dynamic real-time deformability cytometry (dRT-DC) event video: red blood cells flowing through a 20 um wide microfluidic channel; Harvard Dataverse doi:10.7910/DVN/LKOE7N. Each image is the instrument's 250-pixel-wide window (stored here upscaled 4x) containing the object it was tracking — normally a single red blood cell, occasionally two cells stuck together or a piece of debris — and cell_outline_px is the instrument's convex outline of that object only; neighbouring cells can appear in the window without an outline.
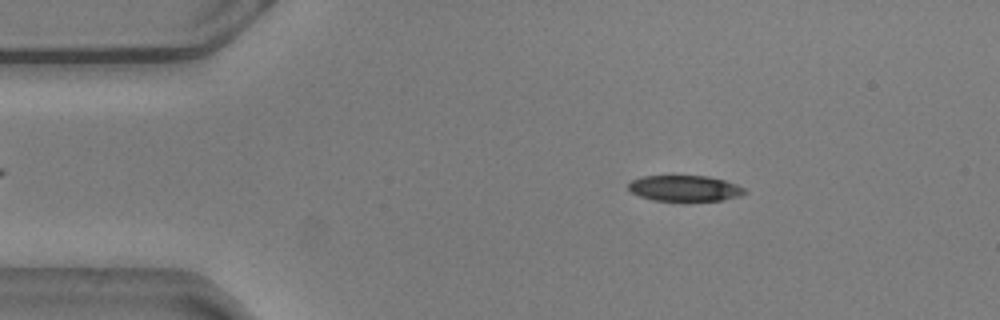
{"species": "common noctule bat (a hibernating species)", "species_latin": "Nyctalus noctula", "temperature_condition": "warm", "stored_images_in_passage": 54, "camera_frame_rate_fps": 3000, "um_per_image_px": 0.085, "animal": {"sex": "male", "body_mass_g": 20.5, "forearm_length_mm": 52.5}, "frame": {"image": 1, "passage_image": 8, "time_ms": 2.333, "image_size_px": [1000, 320], "cell_outline_px": [[748, 192], [740, 196], [724, 200], [656, 200], [640, 196], [632, 192], [628, 188], [628, 184], [632, 180], [640, 176], [708, 176], [724, 180], [736, 184], [744, 188]], "centroid_in_image_um": [58.22, 15.99], "position_along_channel_um": 26.8, "area_um2": 17.34}}
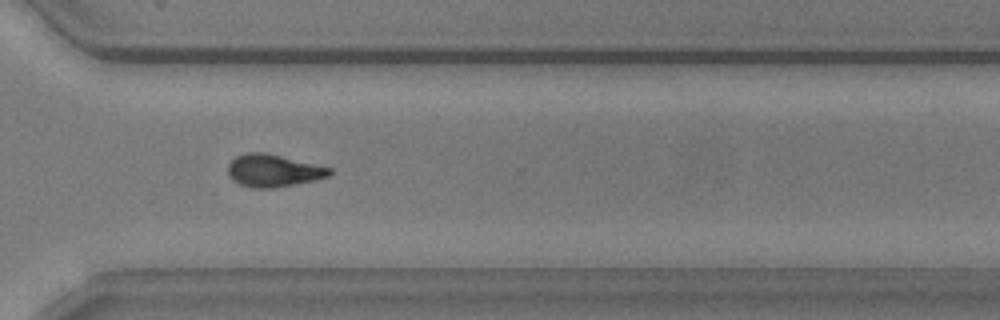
{"frame": {"image": 2, "passage_image": 39, "time_ms": 12.667, "image_size_px": [1000, 320], "cell_outline_px": [[332, 172], [328, 176], [316, 180], [272, 188], [252, 188], [240, 184], [232, 180], [228, 176], [228, 164], [236, 156], [248, 152], [264, 152], [332, 168]], "centroid_in_image_um": [23.21, 14.5], "position_along_channel_um": 347.4, "area_um2": 19.13}}
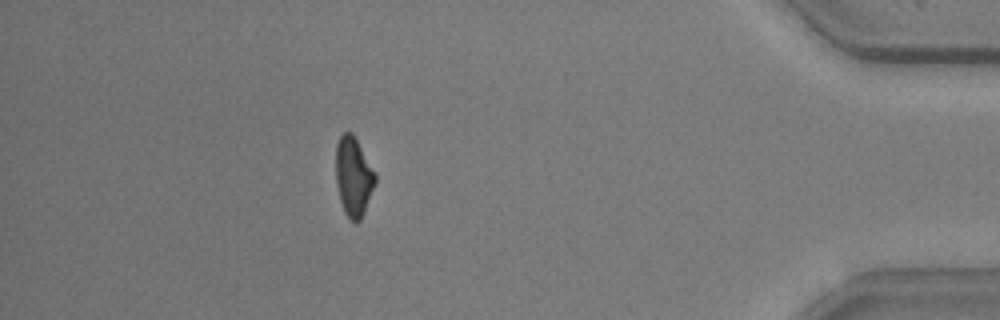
{"frame": {"image": 3, "passage_image": 48, "time_ms": 15.667, "image_size_px": [1000, 320], "cell_outline_px": [[376, 184], [364, 212], [360, 220], [356, 224], [344, 212], [340, 200], [336, 184], [336, 144], [340, 136], [344, 132], [352, 132], [376, 172]], "centroid_in_image_um": [30.06, 15.01], "position_along_channel_um": 405.1, "area_um2": 18.32}}